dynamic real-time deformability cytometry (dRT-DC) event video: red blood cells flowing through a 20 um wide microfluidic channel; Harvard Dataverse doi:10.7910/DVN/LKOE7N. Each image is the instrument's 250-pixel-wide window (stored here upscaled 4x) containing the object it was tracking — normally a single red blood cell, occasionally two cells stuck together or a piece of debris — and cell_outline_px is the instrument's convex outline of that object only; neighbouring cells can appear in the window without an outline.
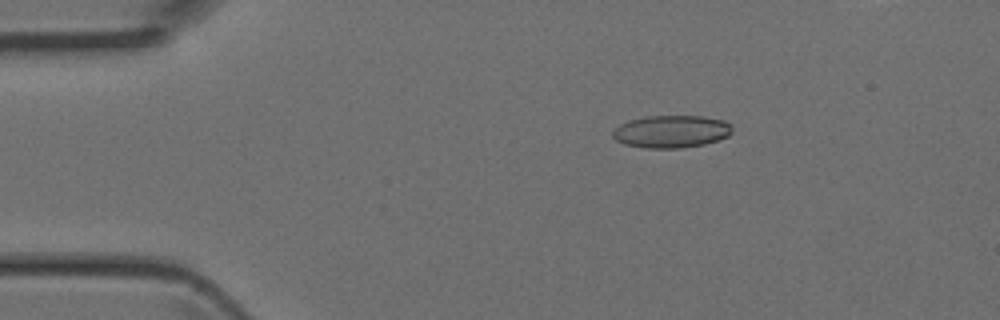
{"species": "Egyptian fruit bat (a non-hibernating species)", "species_latin": "Rousettus aegyptiacus", "temperature_condition": "room temperature", "stored_images_in_passage": 3, "camera_frame_rate_fps": 3000, "um_per_image_px": 0.085, "animal": {"sex": "female"}, "frame": {"image": 1, "passage_image": 1, "time_ms": 0.0, "image_size_px": [1000, 320], "cell_outline_px": [[732, 132], [728, 136], [720, 140], [704, 144], [680, 148], [644, 148], [624, 144], [616, 140], [612, 136], [612, 132], [620, 124], [628, 120], [644, 116], [704, 116], [724, 120], [732, 124]], "centroid_in_image_um": [57.08, 11.17], "position_along_channel_um": 27.9, "area_um2": 22.89}}